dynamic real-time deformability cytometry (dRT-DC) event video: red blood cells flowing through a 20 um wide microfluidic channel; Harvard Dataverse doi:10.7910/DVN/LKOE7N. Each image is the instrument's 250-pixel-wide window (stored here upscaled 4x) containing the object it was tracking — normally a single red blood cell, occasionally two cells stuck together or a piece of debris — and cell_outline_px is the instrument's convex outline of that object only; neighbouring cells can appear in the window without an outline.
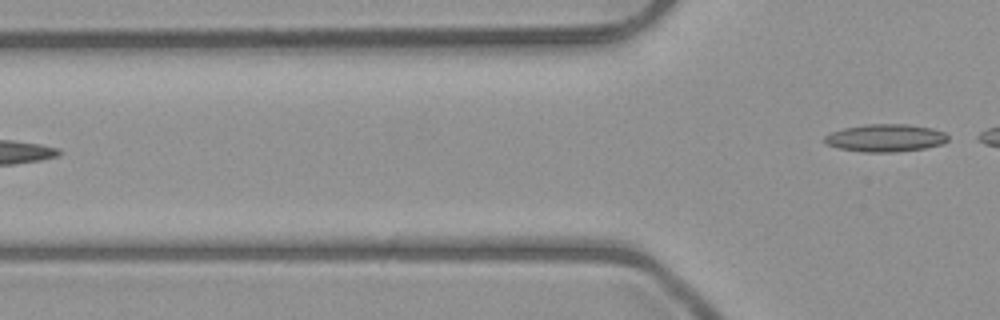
{"species": "common noctule bat (a hibernating species)", "species_latin": "Nyctalus noctula", "temperature_condition": "room temperature", "stored_images_in_passage": 6, "camera_frame_rate_fps": 3000, "um_per_image_px": 0.085, "animal": {"sex": "male", "body_mass_g": 23.1, "forearm_length_mm": 52.7}, "frame": {"image": 1, "passage_image": 6, "time_ms": 6.667, "image_size_px": [1000, 320], "cell_outline_px": [[948, 140], [940, 144], [924, 148], [896, 152], [864, 152], [836, 148], [824, 144], [824, 136], [832, 132], [844, 128], [864, 124], [904, 124], [932, 128], [944, 132], [948, 136]], "centroid_in_image_um": [75.21, 11.73], "position_along_channel_um": 50.6, "area_um2": 19.88}}